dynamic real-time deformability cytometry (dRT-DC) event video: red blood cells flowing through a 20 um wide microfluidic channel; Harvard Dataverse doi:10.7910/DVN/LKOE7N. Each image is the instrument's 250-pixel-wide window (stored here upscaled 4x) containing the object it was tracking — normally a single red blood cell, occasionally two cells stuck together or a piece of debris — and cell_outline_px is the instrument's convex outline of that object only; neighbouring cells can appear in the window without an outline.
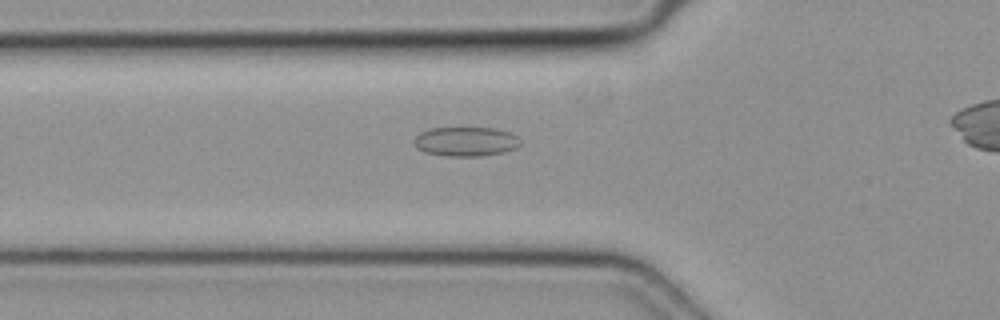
{"species": "common noctule bat (a hibernating species)", "species_latin": "Nyctalus noctula", "temperature_condition": "cold", "stored_images_in_passage": 29, "camera_frame_rate_fps": 3000, "um_per_image_px": 0.085, "animal": {"sex": "female", "body_mass_g": 19.3, "forearm_length_mm": 54.1}, "frame": {"image": 1, "passage_image": 2, "time_ms": 0.333, "image_size_px": [1000, 320], "cell_outline_px": [[520, 144], [516, 148], [504, 152], [480, 156], [448, 156], [424, 152], [416, 148], [416, 136], [420, 132], [428, 128], [492, 128], [508, 132], [516, 136], [520, 140]], "centroid_in_image_um": [39.59, 12.03], "position_along_channel_um": 86.2, "area_um2": 18.03}}
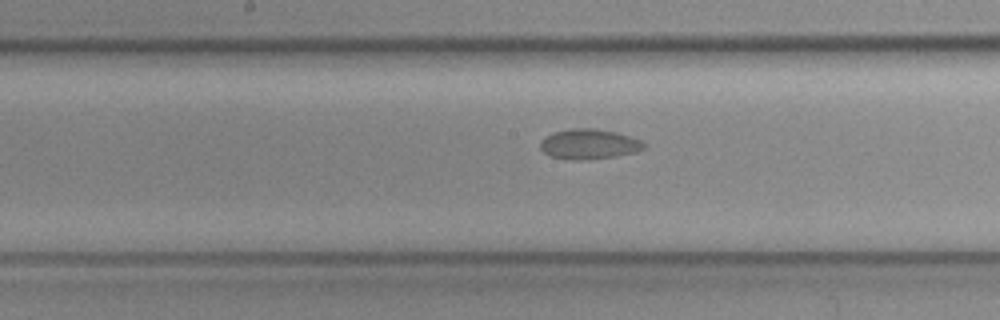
{"frame": {"image": 2, "passage_image": 10, "time_ms": 3.0, "image_size_px": [1000, 320], "cell_outline_px": [[648, 144], [644, 148], [636, 152], [616, 156], [576, 160], [572, 160], [552, 156], [544, 152], [540, 148], [540, 140], [556, 132], [576, 128], [592, 128], [616, 132], [640, 140]], "centroid_in_image_um": [50.1, 12.25], "position_along_channel_um": 198.1, "area_um2": 17.86}}
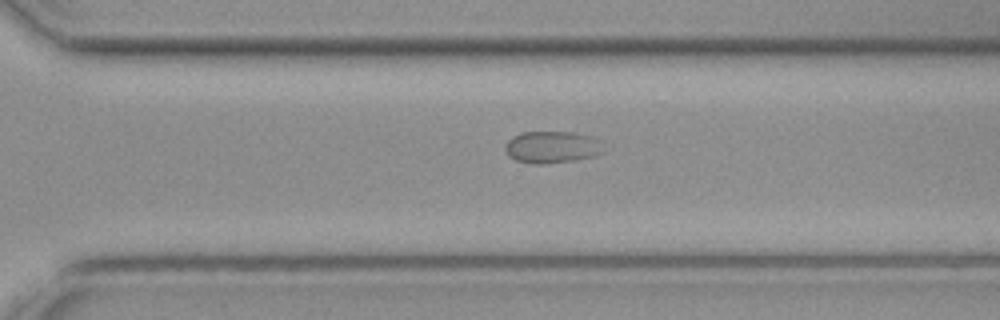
{"frame": {"image": 3, "passage_image": 19, "time_ms": 6.0, "image_size_px": [1000, 320], "cell_outline_px": [[604, 152], [596, 156], [572, 160], [544, 164], [532, 164], [516, 160], [508, 156], [504, 148], [504, 144], [512, 136], [520, 132], [572, 132], [592, 136], [604, 140]], "centroid_in_image_um": [46.95, 12.49], "position_along_channel_um": 323.6, "area_um2": 18.79}}